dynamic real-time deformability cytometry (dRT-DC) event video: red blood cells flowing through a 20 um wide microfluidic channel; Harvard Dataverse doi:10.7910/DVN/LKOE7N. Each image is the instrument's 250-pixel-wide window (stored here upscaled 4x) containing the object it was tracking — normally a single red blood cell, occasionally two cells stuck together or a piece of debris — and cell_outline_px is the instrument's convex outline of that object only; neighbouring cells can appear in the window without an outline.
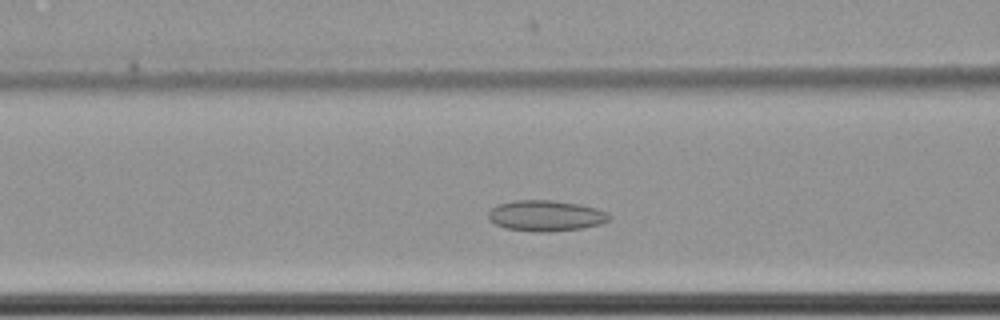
{"species": "common noctule bat (a hibernating species)", "species_latin": "Nyctalus noctula", "temperature_condition": "cold", "stored_images_in_passage": 42, "camera_frame_rate_fps": 3000, "um_per_image_px": 0.085, "animal": {"sex": "female", "body_mass_g": 22.7, "forearm_length_mm": 54.2}, "frame": {"image": 1, "passage_image": 11, "time_ms": 3.333, "image_size_px": [1000, 320], "cell_outline_px": [[612, 216], [608, 220], [600, 224], [580, 228], [548, 232], [536, 232], [504, 228], [488, 220], [488, 212], [492, 208], [500, 204], [512, 200], [552, 200], [580, 204], [596, 208], [608, 212]], "centroid_in_image_um": [46.38, 18.33], "position_along_channel_um": 120.2, "area_um2": 21.79}}
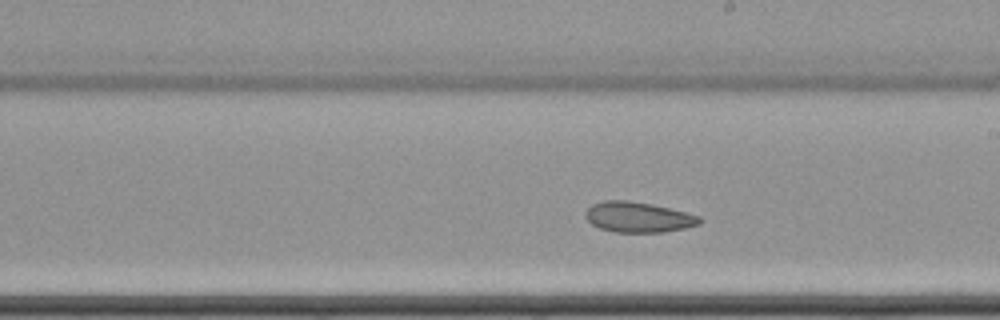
{"frame": {"image": 2, "passage_image": 21, "time_ms": 6.667, "image_size_px": [1000, 320], "cell_outline_px": [[704, 220], [700, 224], [684, 228], [664, 232], [616, 232], [600, 228], [592, 224], [584, 216], [584, 212], [592, 204], [604, 200], [628, 200], [652, 204], [700, 216]], "centroid_in_image_um": [54.24, 18.45], "position_along_channel_um": 234.8, "area_um2": 20.23}}
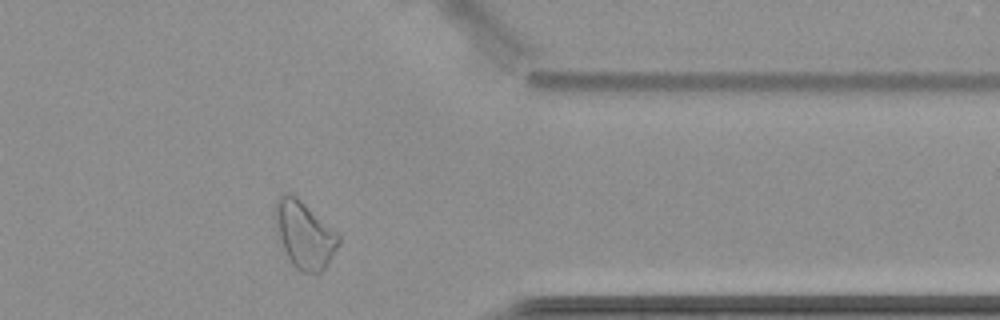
{"frame": {"image": 3, "passage_image": 35, "time_ms": 11.333, "image_size_px": [1000, 320], "cell_outline_px": [[340, 244], [324, 268], [320, 272], [300, 272], [288, 260], [276, 240], [272, 220], [272, 216], [276, 200], [284, 192], [288, 192], [296, 196], [336, 232], [340, 236]], "centroid_in_image_um": [25.76, 19.94], "position_along_channel_um": 385.6, "area_um2": 25.37}, "authors_computed_cell_mechanics": {"area_um2": 21.4149, "velocity_mm_per_s": 3.4433, "shape_relaxation_time_tau1_ms": 10.0692, "shape_relaxation_time_tau2_ms": 8.8598, "deformation_change_tau1": 0.0967, "deformation_change_tau2": 0.1308}}